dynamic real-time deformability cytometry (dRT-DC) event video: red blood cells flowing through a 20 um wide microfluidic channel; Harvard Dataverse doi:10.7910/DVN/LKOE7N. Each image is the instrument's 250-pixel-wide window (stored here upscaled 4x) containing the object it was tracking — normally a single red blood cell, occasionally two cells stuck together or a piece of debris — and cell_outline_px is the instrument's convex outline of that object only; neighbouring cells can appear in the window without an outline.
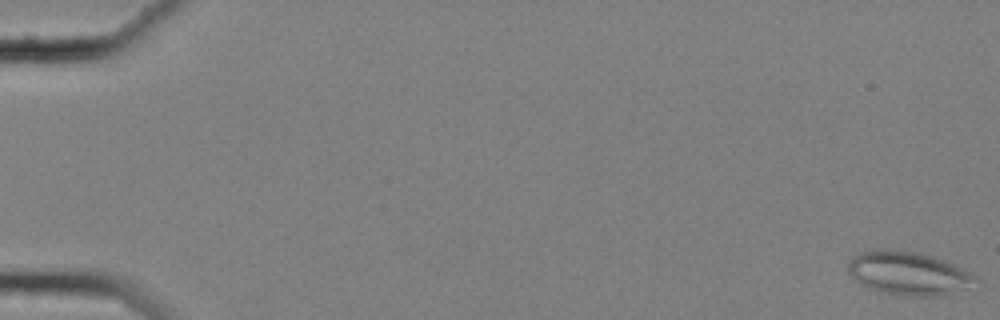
{"species": "common noctule bat (a hibernating species)", "species_latin": "Nyctalus noctula", "temperature_condition": "cold", "stored_images_in_passage": 59, "camera_frame_rate_fps": 3000, "um_per_image_px": 0.085, "animal": {"sex": "female", "body_mass_g": 25.1}, "frame": {"image": 1, "passage_image": 1, "time_ms": 0.0, "image_size_px": [1000, 320], "cell_outline_px": [[980, 284], [936, 296], [912, 296], [880, 292], [868, 288], [860, 284], [848, 272], [848, 264], [860, 252], [876, 248], [888, 248], [912, 252], [928, 256], [956, 264], [964, 268], [976, 276], [980, 280]], "centroid_in_image_um": [77.24, 23.23], "position_along_channel_um": 7.8, "area_um2": 32.19}}
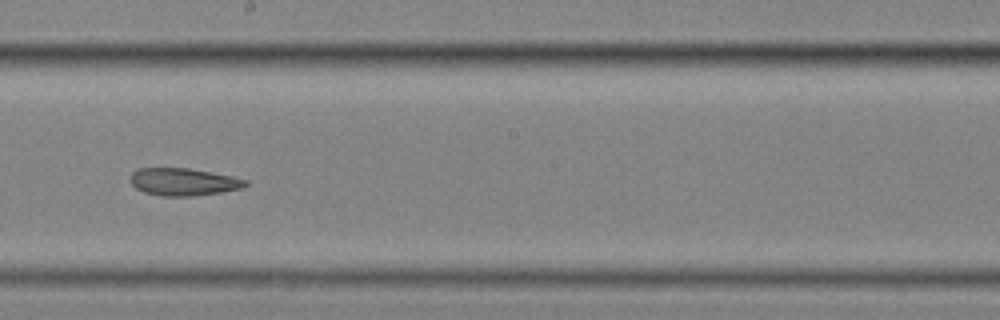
{"frame": {"image": 2, "passage_image": 35, "time_ms": 11.333, "image_size_px": [1000, 320], "cell_outline_px": [[248, 184], [244, 188], [220, 192], [192, 196], [160, 196], [144, 192], [136, 188], [132, 184], [132, 172], [140, 168], [188, 168], [232, 176], [248, 180]], "centroid_in_image_um": [15.62, 15.46], "position_along_channel_um": 232.6, "area_um2": 18.32}}
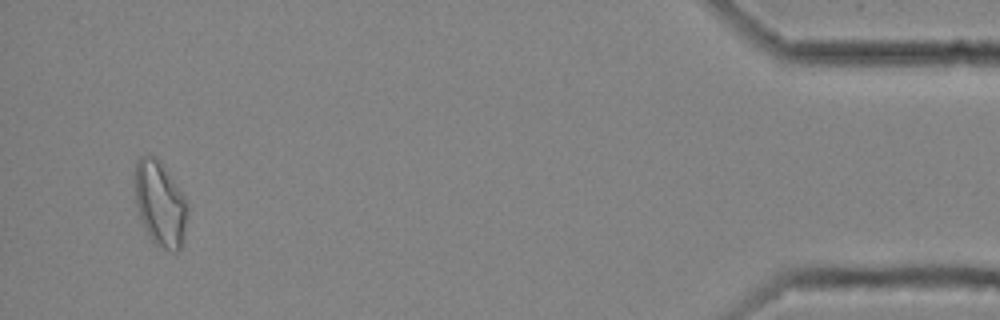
{"frame": {"image": 3, "passage_image": 57, "time_ms": 18.667, "image_size_px": [1000, 320], "cell_outline_px": [[188, 212], [184, 236], [180, 248], [176, 252], [172, 252], [156, 244], [152, 240], [144, 228], [136, 204], [136, 164], [140, 156], [156, 156], [160, 160], [188, 200]], "centroid_in_image_um": [13.65, 17.32], "position_along_channel_um": 421.5, "area_um2": 26.01}, "authors_computed_cell_mechanics": {"area_um2": 22.3108, "velocity_mm_per_s": 3.5115, "shape_relaxation_time_tau1_ms": null, "shape_relaxation_time_tau2_ms": 3.7184, "deformation_change_tau1": null, "deformation_change_tau2": 0.1105}}